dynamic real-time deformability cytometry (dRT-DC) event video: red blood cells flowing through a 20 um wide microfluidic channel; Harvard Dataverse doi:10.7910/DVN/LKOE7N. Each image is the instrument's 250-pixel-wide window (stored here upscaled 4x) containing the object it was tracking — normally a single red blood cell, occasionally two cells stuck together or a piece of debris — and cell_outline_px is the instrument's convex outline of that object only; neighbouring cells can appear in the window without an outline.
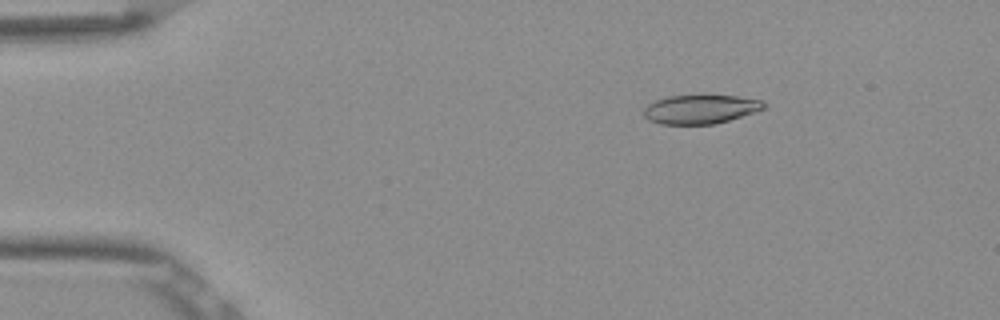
{"species": "Egyptian fruit bat (a non-hibernating species)", "species_latin": "Rousettus aegyptiacus", "temperature_condition": "room temperature", "stored_images_in_passage": 45, "camera_frame_rate_fps": 3000, "um_per_image_px": 0.085, "frame": {"image": 1, "passage_image": 1, "time_ms": 0.0, "image_size_px": [1000, 320], "cell_outline_px": [[768, 104], [764, 108], [756, 112], [716, 124], [660, 124], [648, 120], [644, 116], [644, 108], [648, 104], [656, 100], [668, 96], [736, 96], [764, 100]], "centroid_in_image_um": [59.57, 9.29], "position_along_channel_um": 25.4, "area_um2": 20.29}}
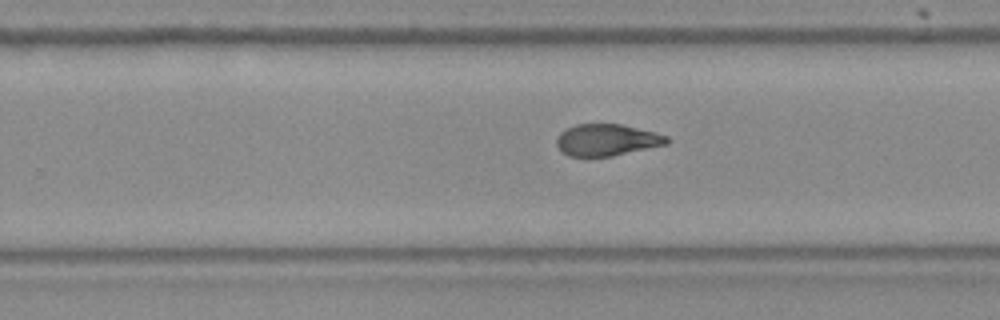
{"frame": {"image": 2, "passage_image": 26, "time_ms": 8.333, "image_size_px": [1000, 320], "cell_outline_px": [[672, 140], [668, 144], [612, 156], [568, 156], [560, 152], [556, 144], [556, 136], [560, 132], [576, 124], [620, 124], [668, 136]], "centroid_in_image_um": [51.55, 11.9], "position_along_channel_um": 278.2, "area_um2": 20.4}}
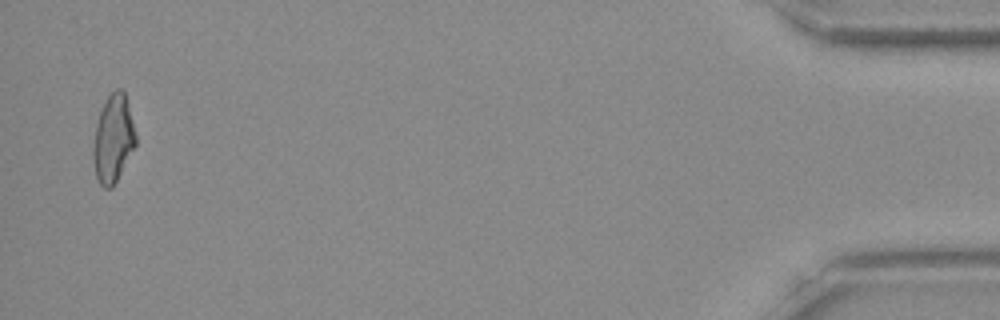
{"frame": {"image": 3, "passage_image": 44, "time_ms": 14.333, "image_size_px": [1000, 320], "cell_outline_px": [[136, 144], [112, 188], [104, 188], [100, 184], [96, 176], [92, 156], [92, 148], [96, 124], [100, 112], [108, 96], [116, 88], [120, 88], [124, 92], [136, 136]], "centroid_in_image_um": [9.6, 11.82], "position_along_channel_um": 425.6, "area_um2": 21.33}, "authors_computed_cell_mechanics": {"area_um2": 21.5016, "velocity_mm_per_s": 3.886, "shape_relaxation_time_tau1_ms": 9.5617, "shape_relaxation_time_tau2_ms": 1.9106, "deformation_change_tau1": 0.2496, "deformation_change_tau2": 0.0862}}